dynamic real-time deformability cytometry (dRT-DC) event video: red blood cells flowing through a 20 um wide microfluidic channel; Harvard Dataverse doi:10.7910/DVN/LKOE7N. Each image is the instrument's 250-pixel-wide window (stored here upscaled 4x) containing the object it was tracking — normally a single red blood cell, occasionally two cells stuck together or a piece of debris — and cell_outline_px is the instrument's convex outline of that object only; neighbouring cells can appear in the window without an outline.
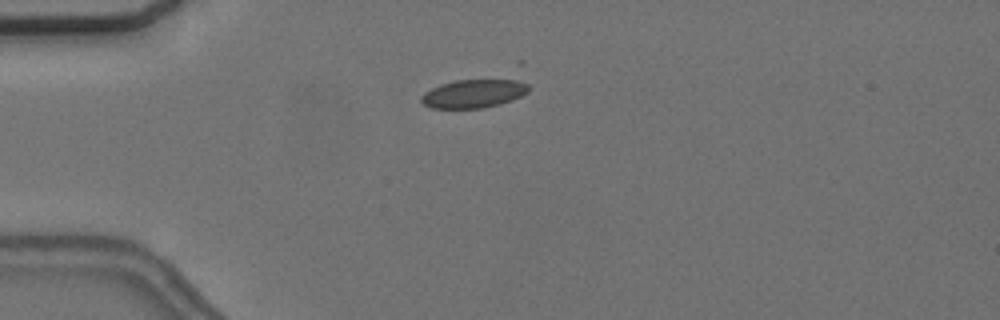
{"species": "common noctule bat (a hibernating species)", "species_latin": "Nyctalus noctula", "temperature_condition": "cold", "stored_images_in_passage": 8, "camera_frame_rate_fps": 3000, "um_per_image_px": 0.085, "animal": {"sex": "female", "body_mass_g": 24.6, "forearm_length_mm": 56.2}, "frame": {"image": 1, "passage_image": 2, "time_ms": 4.0, "image_size_px": [1000, 320], "cell_outline_px": [[528, 92], [512, 100], [500, 104], [484, 108], [432, 108], [424, 104], [420, 100], [420, 96], [424, 92], [440, 84], [456, 80], [512, 76], [516, 76], [528, 84]], "centroid_in_image_um": [40.36, 7.89], "position_along_channel_um": 44.6, "area_um2": 18.79}}
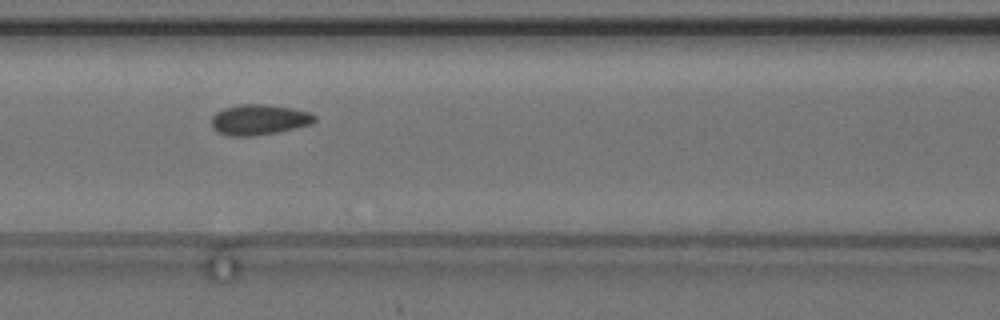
{"frame": {"image": 2, "passage_image": 5, "time_ms": 7.333, "image_size_px": [1000, 320], "cell_outline_px": [[316, 120], [312, 124], [296, 128], [276, 132], [252, 136], [228, 136], [216, 132], [212, 128], [212, 116], [216, 112], [224, 108], [240, 104], [268, 104], [292, 108], [308, 112], [316, 116]], "centroid_in_image_um": [22.0, 10.17], "position_along_channel_um": 144.6, "area_um2": 18.44}}